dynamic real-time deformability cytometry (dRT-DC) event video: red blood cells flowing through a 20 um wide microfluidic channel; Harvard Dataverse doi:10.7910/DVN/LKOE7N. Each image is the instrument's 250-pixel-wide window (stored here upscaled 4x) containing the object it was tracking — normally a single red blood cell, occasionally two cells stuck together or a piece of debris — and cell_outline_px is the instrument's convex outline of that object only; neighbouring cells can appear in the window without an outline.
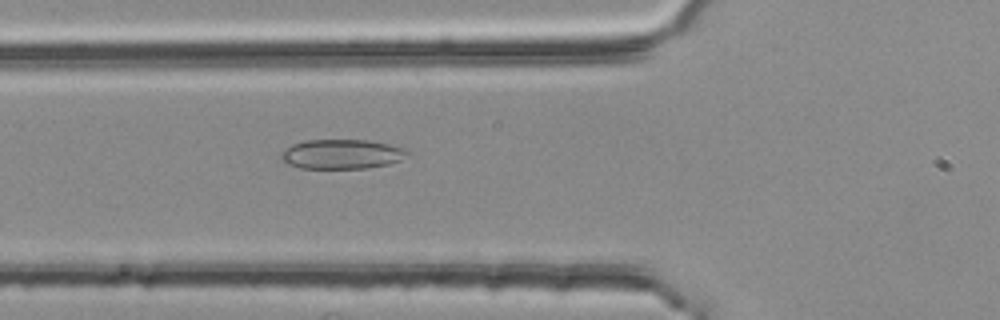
{"species": "common noctule bat (a hibernating species)", "species_latin": "Nyctalus noctula", "temperature_condition": "room temperature", "stored_images_in_passage": 41, "segment_of_instrument_passage": [1, 2], "camera_frame_rate_fps": 3000, "um_per_image_px": 0.085, "animal": {"sex": "female", "body_mass_g": 25.1}, "frame": {"image": 1, "passage_image": 5, "time_ms": 1.333, "image_size_px": [1000, 320], "cell_outline_px": [[412, 152], [400, 160], [388, 164], [368, 168], [300, 168], [288, 164], [280, 156], [292, 144], [304, 140], [368, 140], [388, 144], [404, 148]], "centroid_in_image_um": [29.1, 13.1], "position_along_channel_um": 96.7, "area_um2": 21.62}}
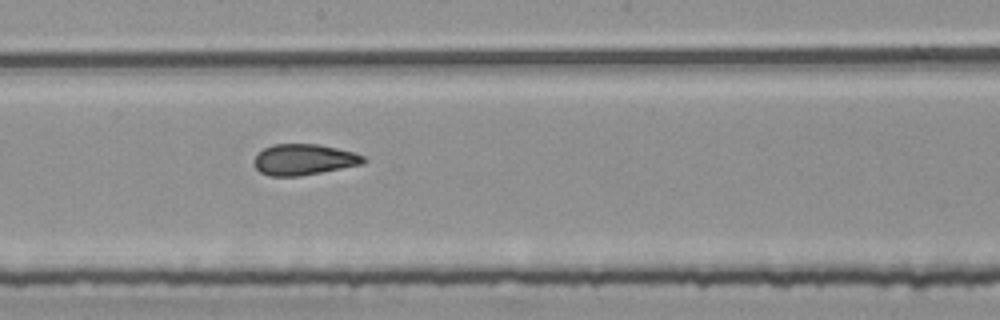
{"frame": {"image": 2, "passage_image": 15, "time_ms": 4.667, "image_size_px": [1000, 320], "cell_outline_px": [[368, 160], [364, 164], [300, 176], [268, 176], [260, 172], [252, 164], [252, 160], [264, 148], [272, 144], [320, 144], [356, 152], [364, 156]], "centroid_in_image_um": [25.85, 13.56], "position_along_channel_um": 222.4, "area_um2": 20.06}}
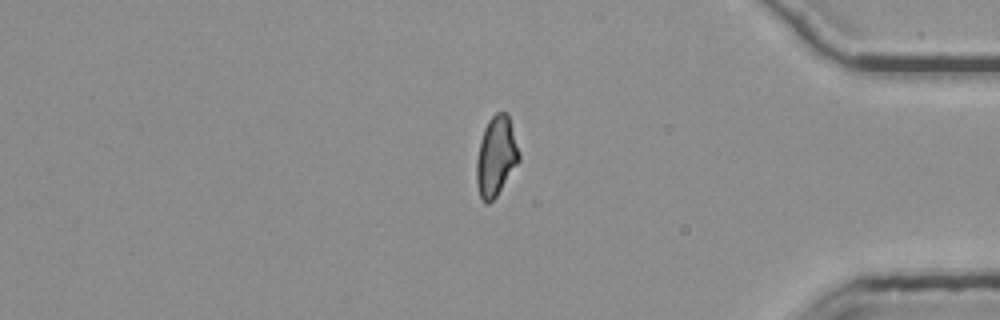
{"frame": {"image": 3, "passage_image": 31, "time_ms": 10.0, "image_size_px": [1000, 320], "cell_outline_px": [[520, 160], [496, 196], [488, 204], [480, 196], [476, 184], [476, 160], [480, 140], [484, 128], [488, 120], [496, 112], [504, 112], [508, 116], [520, 152]], "centroid_in_image_um": [42.15, 13.28], "position_along_channel_um": 393.0, "area_um2": 19.59}}